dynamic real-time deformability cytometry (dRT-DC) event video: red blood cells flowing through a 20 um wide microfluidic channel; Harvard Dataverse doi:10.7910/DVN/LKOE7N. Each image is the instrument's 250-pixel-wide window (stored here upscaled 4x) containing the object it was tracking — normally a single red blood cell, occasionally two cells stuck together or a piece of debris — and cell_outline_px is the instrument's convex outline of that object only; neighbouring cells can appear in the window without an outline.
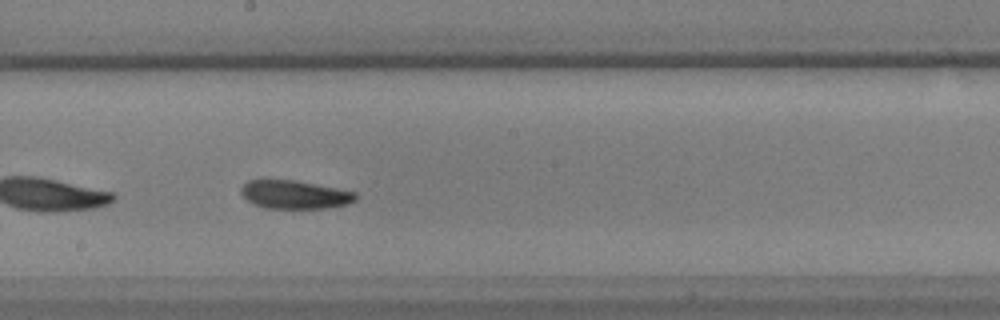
{"species": "common noctule bat (a hibernating species)", "species_latin": "Nyctalus noctula", "temperature_condition": "warm", "stored_images_in_passage": 38, "camera_frame_rate_fps": 3000, "um_per_image_px": 0.085, "animal": {"sex": "male", "body_mass_g": 17.9, "forearm_length_mm": 54.2}, "frame": {"image": 1, "passage_image": 17, "time_ms": 5.333, "image_size_px": [1000, 320], "cell_outline_px": [[356, 200], [348, 204], [328, 208], [264, 208], [252, 204], [240, 192], [240, 188], [248, 180], [264, 176], [296, 180], [356, 192]], "centroid_in_image_um": [24.97, 16.49], "position_along_channel_um": 223.2, "area_um2": 19.65}}
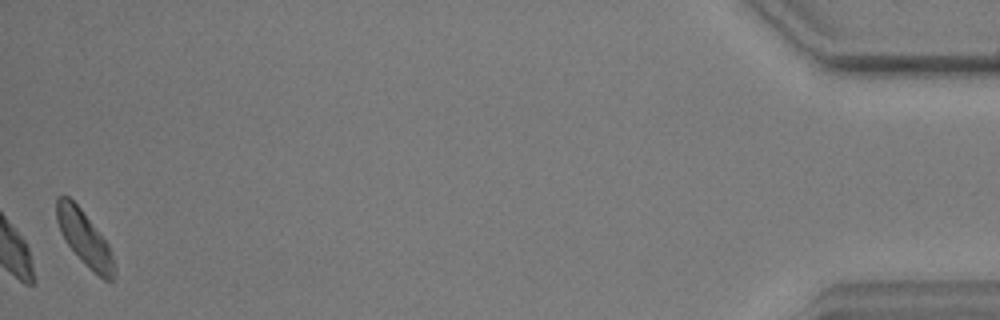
{"frame": {"image": 2, "passage_image": 38, "time_ms": 12.333, "image_size_px": [1000, 320], "cell_outline_px": [[116, 272], [112, 280], [104, 280], [68, 244], [60, 232], [56, 220], [56, 196], [68, 196], [80, 208], [108, 244], [116, 268]], "centroid_in_image_um": [7.17, 20.2], "position_along_channel_um": 428.0, "area_um2": 17.57}}